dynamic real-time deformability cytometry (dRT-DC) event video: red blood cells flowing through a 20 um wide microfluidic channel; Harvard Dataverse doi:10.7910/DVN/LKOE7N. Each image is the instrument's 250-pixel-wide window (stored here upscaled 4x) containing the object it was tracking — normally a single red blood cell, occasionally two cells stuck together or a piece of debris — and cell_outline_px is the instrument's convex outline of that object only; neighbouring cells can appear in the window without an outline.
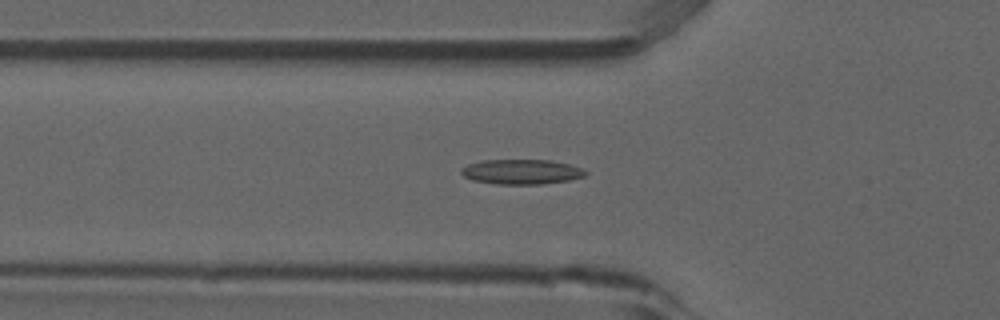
{"species": "common noctule bat (a hibernating species)", "species_latin": "Nyctalus noctula", "temperature_condition": "room temperature", "stored_images_in_passage": 43, "camera_frame_rate_fps": 3000, "um_per_image_px": 0.085, "animal": {"sex": "male", "forearm_length_mm": 52.5}, "frame": {"image": 1, "passage_image": 8, "time_ms": 2.333, "image_size_px": [1000, 320], "cell_outline_px": [[588, 176], [568, 180], [540, 184], [496, 184], [472, 180], [464, 176], [460, 172], [460, 168], [468, 164], [480, 160], [552, 160], [568, 164], [580, 168], [588, 172]], "centroid_in_image_um": [44.31, 14.6], "position_along_channel_um": 81.5, "area_um2": 18.09}}
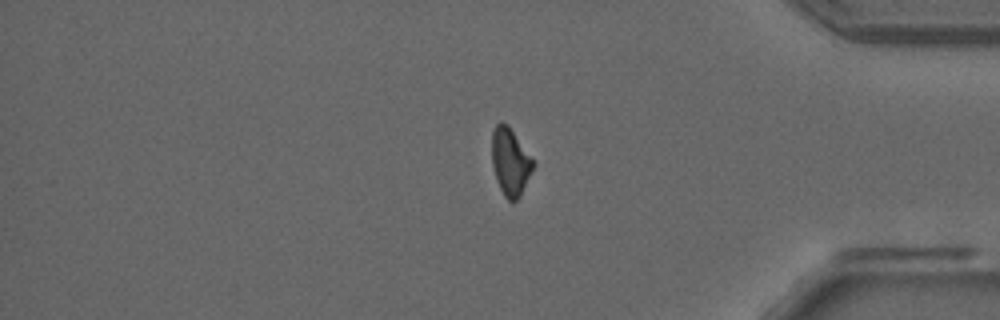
{"frame": {"image": 2, "passage_image": 34, "time_ms": 11.0, "image_size_px": [1000, 320], "cell_outline_px": [[536, 164], [520, 196], [516, 200], [508, 200], [504, 196], [500, 188], [492, 164], [492, 132], [496, 124], [500, 120], [508, 124]], "centroid_in_image_um": [43.38, 13.72], "position_along_channel_um": 391.8, "area_um2": 16.13}}
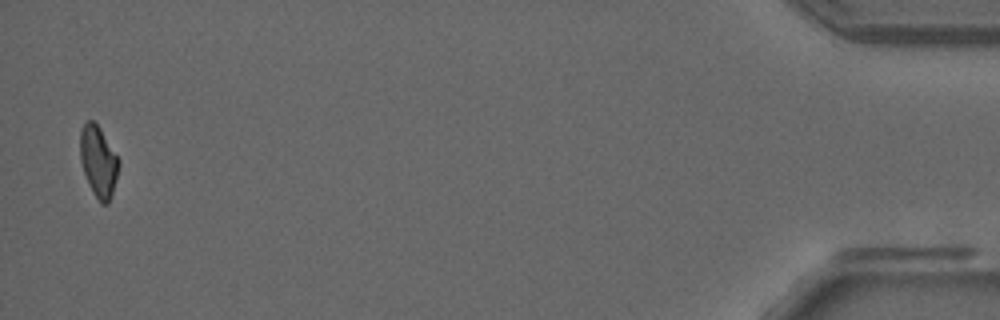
{"frame": {"image": 3, "passage_image": 42, "time_ms": 13.667, "image_size_px": [1000, 320], "cell_outline_px": [[120, 164], [112, 192], [108, 204], [100, 204], [92, 192], [88, 184], [80, 160], [80, 128], [88, 120], [92, 120], [100, 128], [120, 160]], "centroid_in_image_um": [8.35, 13.73], "position_along_channel_um": 426.8, "area_um2": 16.01}, "authors_computed_cell_mechanics": {"area_um2": 16.8776, "velocity_mm_per_s": 3.858, "shape_relaxation_time_tau1_ms": null, "shape_relaxation_time_tau2_ms": 8.4329, "deformation_change_tau1": null, "deformation_change_tau2": 0.1745}}